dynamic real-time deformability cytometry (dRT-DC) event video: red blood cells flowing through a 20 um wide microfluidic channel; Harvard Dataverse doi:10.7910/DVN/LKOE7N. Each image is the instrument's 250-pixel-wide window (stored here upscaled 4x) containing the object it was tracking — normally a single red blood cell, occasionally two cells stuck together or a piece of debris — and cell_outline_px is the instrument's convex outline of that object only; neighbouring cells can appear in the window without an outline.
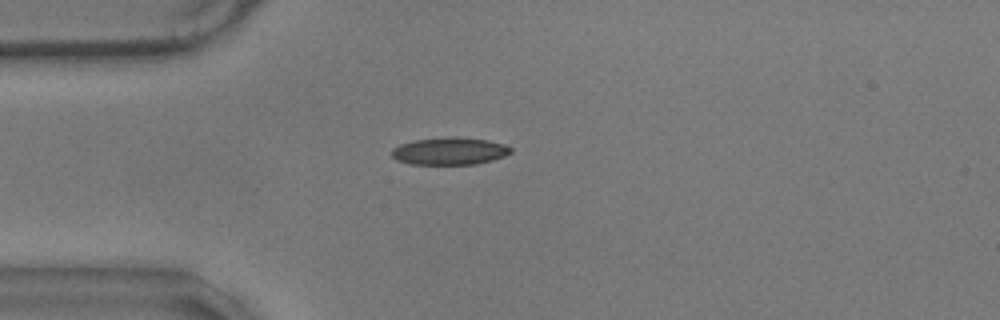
{"species": "common noctule bat (a hibernating species)", "species_latin": "Nyctalus noctula", "temperature_condition": "warm", "stored_images_in_passage": 58, "camera_frame_rate_fps": 3000, "um_per_image_px": 0.085, "animal": {"sex": "male", "body_mass_g": 17.9}, "frame": {"image": 1, "passage_image": 15, "time_ms": 4.667, "image_size_px": [1000, 320], "cell_outline_px": [[512, 152], [504, 156], [492, 160], [476, 164], [412, 164], [396, 160], [392, 156], [392, 148], [400, 144], [412, 140], [448, 136], [452, 136], [488, 140], [504, 144], [512, 148]], "centroid_in_image_um": [38.21, 12.83], "position_along_channel_um": 46.8, "area_um2": 19.13}}
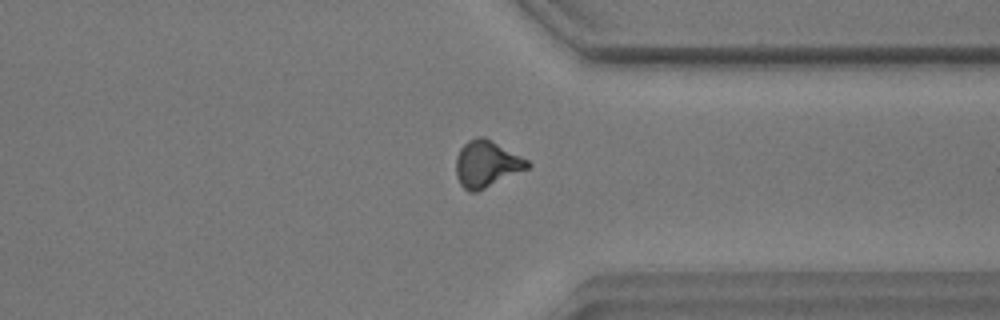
{"frame": {"image": 2, "passage_image": 44, "time_ms": 14.333, "image_size_px": [1000, 320], "cell_outline_px": [[532, 164], [528, 168], [476, 192], [468, 192], [460, 184], [456, 176], [456, 156], [460, 148], [468, 140], [476, 136], [484, 136], [528, 160]], "centroid_in_image_um": [41.33, 13.92], "position_along_channel_um": 370.1, "area_um2": 19.31}}
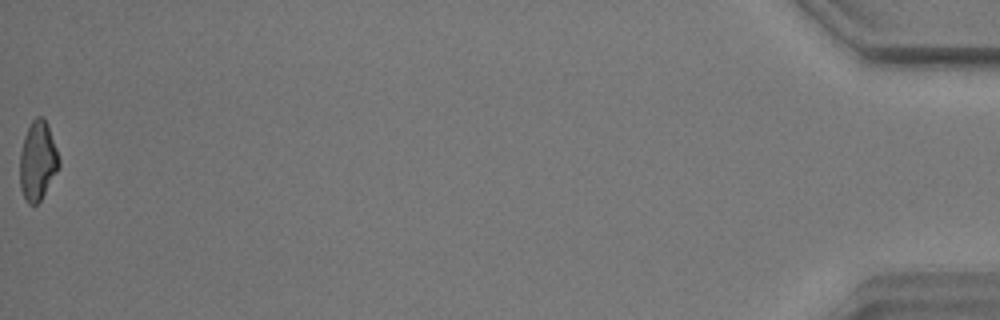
{"frame": {"image": 3, "passage_image": 58, "time_ms": 19.0, "image_size_px": [1000, 320], "cell_outline_px": [[60, 164], [56, 172], [40, 200], [36, 204], [28, 204], [20, 188], [20, 152], [24, 136], [32, 120], [36, 116], [44, 116], [48, 124], [60, 160]], "centroid_in_image_um": [3.19, 13.63], "position_along_channel_um": 432.0, "area_um2": 17.86}, "authors_computed_cell_mechanics": {"area_um2": 18.5538, "velocity_mm_per_s": 3.4848, "shape_relaxation_time_tau1_ms": 5.0867, "shape_relaxation_time_tau2_ms": 1.6, "deformation_change_tau1": 0.1328, "deformation_change_tau2": 0.0775}}